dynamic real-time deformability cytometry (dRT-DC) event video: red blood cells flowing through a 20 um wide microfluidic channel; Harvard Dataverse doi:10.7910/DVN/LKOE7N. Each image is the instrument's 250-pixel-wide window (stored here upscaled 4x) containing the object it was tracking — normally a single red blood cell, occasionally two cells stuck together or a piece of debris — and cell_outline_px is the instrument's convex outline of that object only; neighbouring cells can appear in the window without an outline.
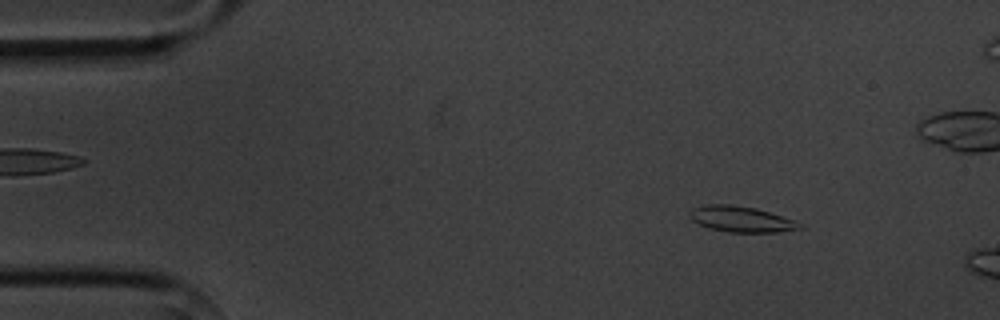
{"species": "common noctule bat (a hibernating species)", "species_latin": "Nyctalus noctula", "temperature_condition": "cold", "stored_images_in_passage": 3, "camera_frame_rate_fps": 3000, "um_per_image_px": 0.085, "animal": {"sex": "male", "body_mass_g": 20.1, "forearm_length_mm": 53.5}, "frame": {"image": 1, "passage_image": 1, "time_ms": 0.0, "image_size_px": [1000, 320], "cell_outline_px": [[804, 228], [776, 232], [728, 232], [708, 228], [692, 220], [688, 212], [692, 208], [704, 204], [732, 204], [756, 208], [796, 220], [804, 224]], "centroid_in_image_um": [63.02, 18.62], "position_along_channel_um": 22.0, "area_um2": 16.76}}